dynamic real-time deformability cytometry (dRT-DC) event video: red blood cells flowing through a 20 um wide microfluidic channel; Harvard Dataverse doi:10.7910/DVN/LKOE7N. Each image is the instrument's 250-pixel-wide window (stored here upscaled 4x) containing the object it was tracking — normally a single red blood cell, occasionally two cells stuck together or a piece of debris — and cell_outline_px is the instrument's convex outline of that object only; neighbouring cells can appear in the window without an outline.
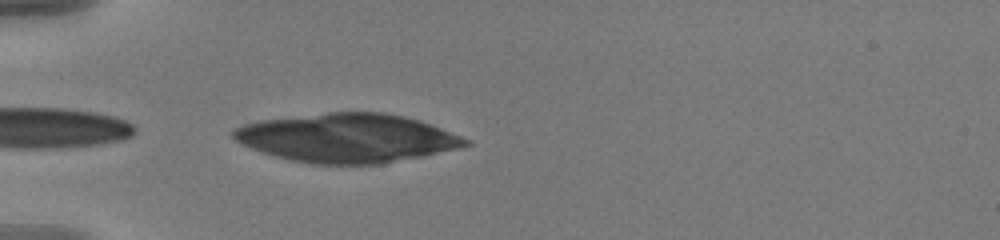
{"species": "human", "species_latin": "Homo sapiens", "temperature_condition": "warm", "stored_images_in_passage": 37, "camera_frame_rate_fps": 3000, "um_per_image_px": 0.085, "donor": {"sex": "male"}, "frame": {"image": 1, "passage_image": 1, "time_ms": 0.0, "image_size_px": [1000, 240], "cell_outline_px": [[472, 144], [460, 148], [424, 156], [380, 164], [312, 164], [288, 160], [260, 152], [236, 140], [232, 136], [232, 128], [244, 124], [260, 120], [328, 112], [384, 112], [404, 116], [420, 120], [460, 136], [468, 140]], "centroid_in_image_um": [29.5, 11.73], "position_along_channel_um": 55.5, "area_um2": 66.07}}
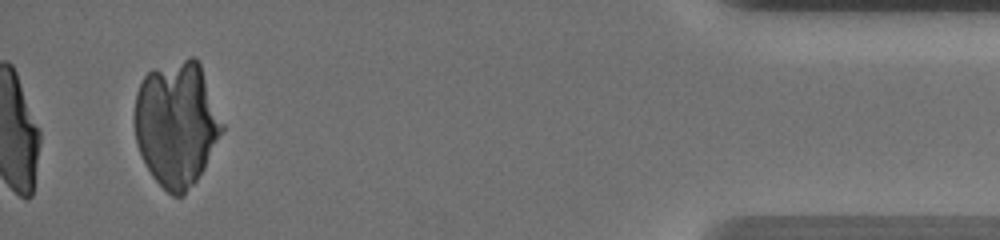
{"frame": {"image": 2, "passage_image": 37, "time_ms": 12.0, "image_size_px": [1000, 240], "cell_outline_px": [[224, 128], [204, 168], [196, 180], [184, 196], [172, 196], [152, 176], [136, 144], [132, 120], [132, 116], [136, 92], [144, 76], [152, 68], [188, 56], [196, 56], [200, 64], [224, 124]], "centroid_in_image_um": [14.98, 10.49], "position_along_channel_um": 420.2, "area_um2": 64.5}}